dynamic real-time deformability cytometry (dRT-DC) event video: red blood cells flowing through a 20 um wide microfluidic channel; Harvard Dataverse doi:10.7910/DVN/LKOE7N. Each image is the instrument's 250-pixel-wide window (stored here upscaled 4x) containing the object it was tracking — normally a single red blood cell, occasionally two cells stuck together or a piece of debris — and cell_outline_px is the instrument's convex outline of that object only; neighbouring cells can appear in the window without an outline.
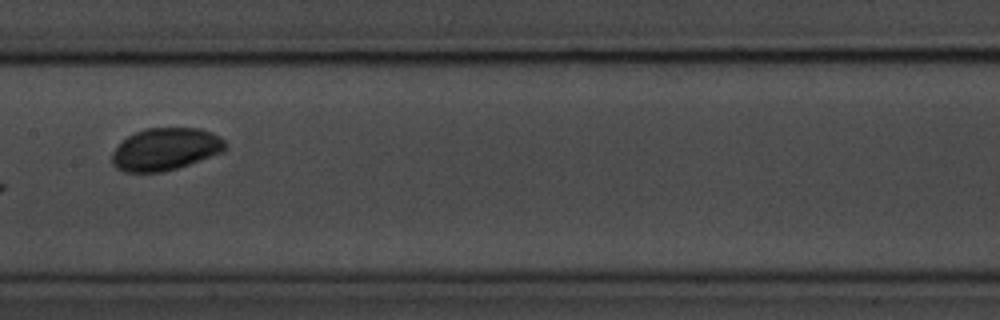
{"species": "common noctule bat (a hibernating species)", "species_latin": "Nyctalus noctula", "temperature_condition": "room temperature", "stored_images_in_passage": 10, "camera_frame_rate_fps": 3000, "um_per_image_px": 0.085, "animal": {"sex": "male", "body_mass_g": 20.1, "forearm_length_mm": 53.5}, "frame": {"image": 1, "passage_image": 9, "time_ms": 9.667, "image_size_px": [1000, 320], "cell_outline_px": [[228, 148], [224, 152], [164, 172], [124, 172], [116, 168], [112, 164], [112, 152], [128, 136], [136, 132], [148, 128], [200, 128], [212, 132], [220, 136], [228, 144]], "centroid_in_image_um": [14.1, 12.68], "position_along_channel_um": 193.3, "area_um2": 28.03}}
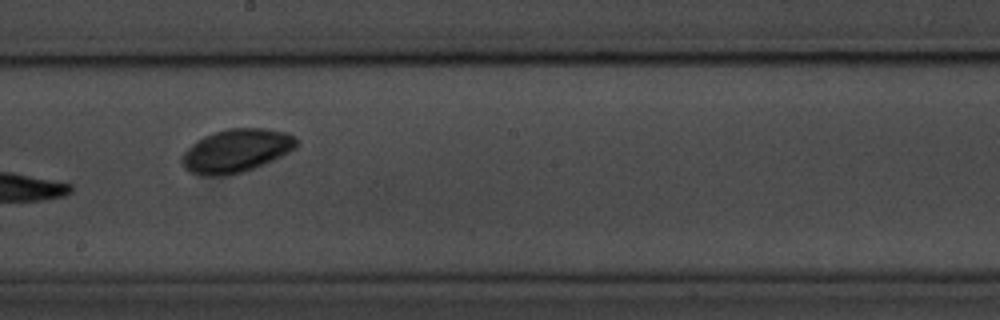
{"frame": {"image": 2, "passage_image": 10, "time_ms": 10.667, "image_size_px": [1000, 320], "cell_outline_px": [[300, 144], [296, 148], [264, 164], [240, 172], [224, 176], [216, 176], [188, 172], [184, 168], [180, 160], [180, 156], [196, 140], [204, 136], [228, 128], [264, 128], [288, 132], [296, 136], [300, 140]], "centroid_in_image_um": [20.11, 12.79], "position_along_channel_um": 228.1, "area_um2": 29.02}}